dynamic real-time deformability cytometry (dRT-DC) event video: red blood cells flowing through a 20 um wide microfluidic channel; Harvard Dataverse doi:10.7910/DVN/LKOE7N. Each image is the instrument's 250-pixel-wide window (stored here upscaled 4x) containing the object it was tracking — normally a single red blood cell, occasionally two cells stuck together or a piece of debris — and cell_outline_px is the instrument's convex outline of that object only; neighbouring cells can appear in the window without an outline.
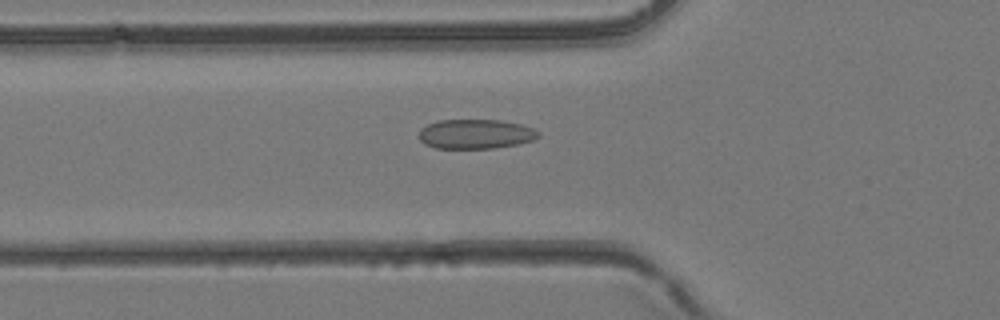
{"species": "common noctule bat (a hibernating species)", "species_latin": "Nyctalus noctula", "temperature_condition": "room temperature", "stored_images_in_passage": 18, "camera_frame_rate_fps": 3000, "um_per_image_px": 0.085, "animal": {"sex": "female", "body_mass_g": 24.6, "forearm_length_mm": 56.2}, "frame": {"image": 1, "passage_image": 15, "time_ms": 4.667, "image_size_px": [1000, 320], "cell_outline_px": [[540, 136], [532, 140], [516, 144], [496, 148], [436, 148], [424, 144], [420, 140], [420, 128], [428, 124], [440, 120], [500, 120], [520, 124], [532, 128], [540, 132]], "centroid_in_image_um": [40.42, 11.39], "position_along_channel_um": 85.4, "area_um2": 20.46}}
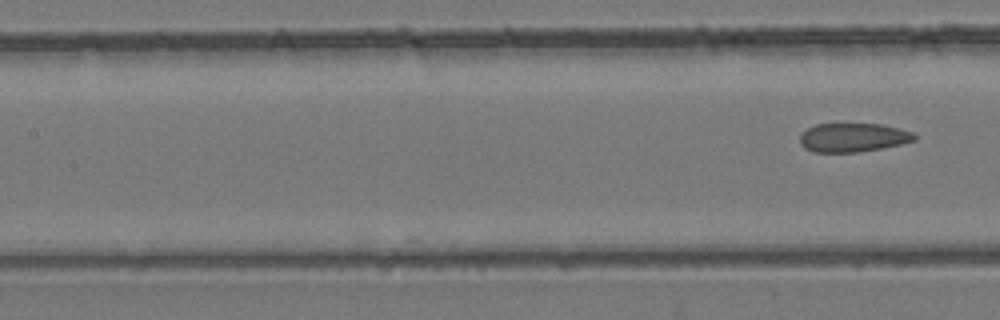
{"frame": {"image": 2, "passage_image": 18, "time_ms": 5.667, "image_size_px": [1000, 320], "cell_outline_px": [[916, 140], [900, 144], [880, 148], [856, 152], [816, 152], [804, 148], [800, 144], [800, 136], [808, 128], [816, 124], [880, 124], [900, 128], [912, 132], [916, 136]], "centroid_in_image_um": [72.51, 11.68], "position_along_channel_um": 134.9, "area_um2": 19.07}}